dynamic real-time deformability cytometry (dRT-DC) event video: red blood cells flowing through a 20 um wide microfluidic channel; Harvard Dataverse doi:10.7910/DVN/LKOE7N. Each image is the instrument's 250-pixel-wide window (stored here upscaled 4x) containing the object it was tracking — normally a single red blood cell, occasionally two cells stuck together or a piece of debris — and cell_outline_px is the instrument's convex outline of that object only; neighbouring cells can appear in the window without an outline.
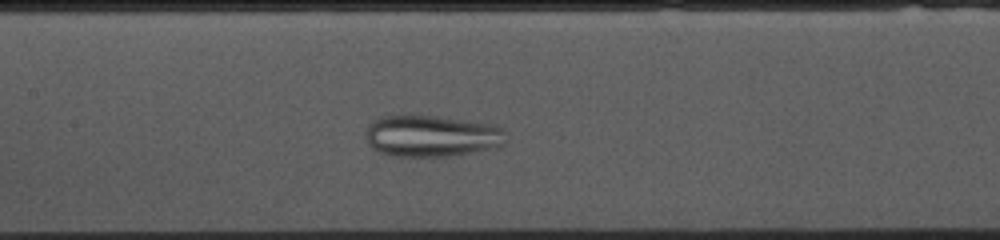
{"species": "common noctule bat (a hibernating species)", "species_latin": "Nyctalus noctula", "temperature_condition": "cold", "stored_images_in_passage": 44, "camera_frame_rate_fps": 3000, "um_per_image_px": 0.085, "animal": {"sex": "female", "body_mass_g": 10.0, "forearm_length_mm": 53.1}, "frame": {"image": 1, "passage_image": 22, "time_ms": 7.0, "image_size_px": [1000, 240], "cell_outline_px": [[504, 144], [472, 152], [448, 156], [396, 156], [380, 152], [372, 148], [368, 144], [368, 124], [372, 120], [380, 116], [432, 116], [464, 120], [492, 124], [504, 128]], "centroid_in_image_um": [36.66, 11.55], "position_along_channel_um": 170.7, "area_um2": 33.41}}
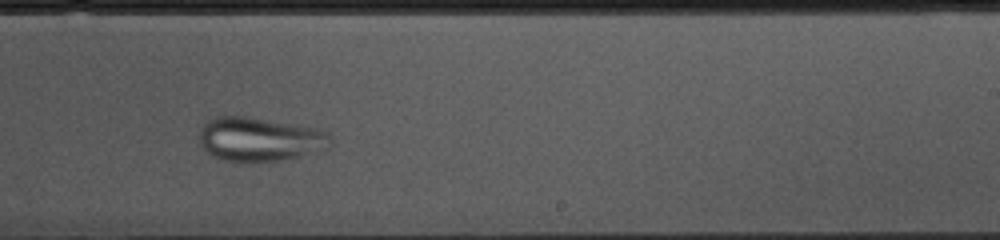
{"frame": {"image": 2, "passage_image": 30, "time_ms": 9.667, "image_size_px": [1000, 240], "cell_outline_px": [[328, 148], [300, 156], [284, 160], [252, 164], [224, 160], [212, 156], [200, 144], [200, 128], [208, 120], [216, 116], [248, 116], [320, 128], [328, 132]], "centroid_in_image_um": [22.05, 11.85], "position_along_channel_um": 266.9, "area_um2": 34.16}}
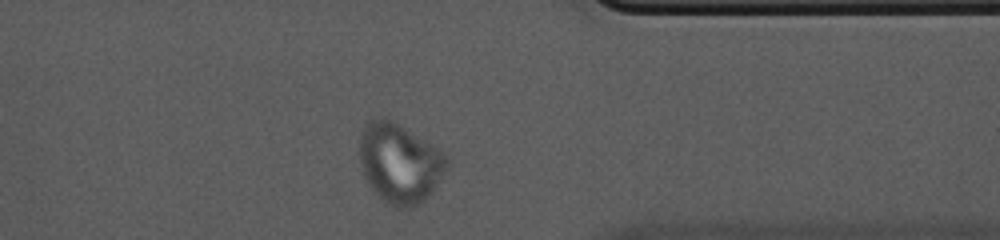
{"frame": {"image": 3, "passage_image": 40, "time_ms": 13.0, "image_size_px": [1000, 240], "cell_outline_px": [[448, 168], [432, 192], [424, 200], [408, 208], [396, 208], [384, 200], [368, 184], [364, 176], [360, 164], [360, 136], [364, 128], [372, 120], [380, 116], [384, 116], [400, 124], [436, 144], [448, 156]], "centroid_in_image_um": [34.01, 13.83], "position_along_channel_um": 377.4, "area_um2": 40.86}}